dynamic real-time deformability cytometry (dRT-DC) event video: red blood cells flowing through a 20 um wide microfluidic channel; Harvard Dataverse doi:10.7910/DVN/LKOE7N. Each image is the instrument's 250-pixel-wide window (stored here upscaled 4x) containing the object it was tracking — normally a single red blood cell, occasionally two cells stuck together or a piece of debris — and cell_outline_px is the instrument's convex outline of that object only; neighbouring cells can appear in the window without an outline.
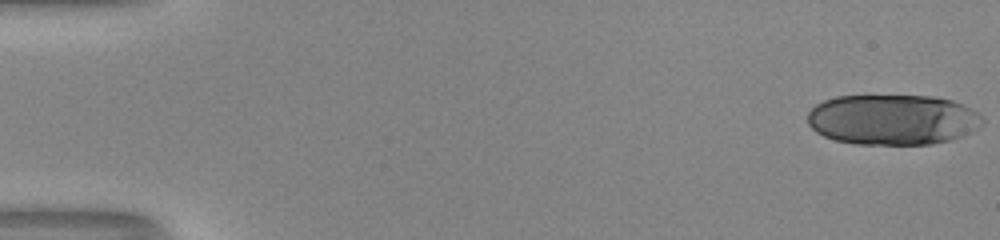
{"species": "human", "species_latin": "Homo sapiens", "temperature_condition": "room temperature", "stored_images_in_passage": 19, "camera_frame_rate_fps": 3000, "um_per_image_px": 0.085, "donor": {"sex": "male"}, "frame": {"image": 1, "passage_image": 1, "time_ms": 0.0, "image_size_px": [1000, 240], "cell_outline_px": [[984, 124], [972, 132], [948, 140], [932, 144], [856, 144], [836, 140], [824, 136], [816, 132], [808, 124], [808, 112], [816, 104], [824, 100], [836, 96], [932, 96], [952, 100], [964, 104], [976, 112], [984, 120]], "centroid_in_image_um": [75.88, 10.16], "position_along_channel_um": 9.1, "area_um2": 51.5}}
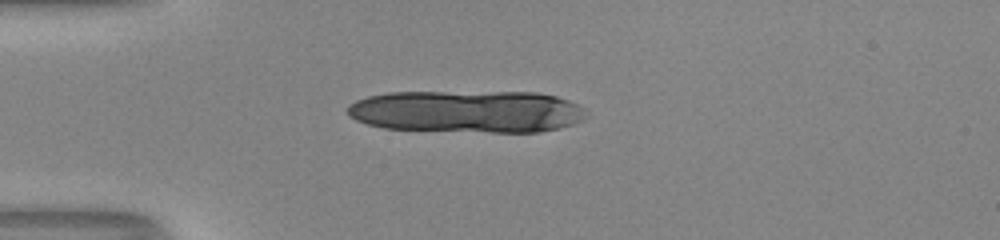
{"frame": {"image": 2, "passage_image": 15, "time_ms": 4.667, "image_size_px": [1000, 240], "cell_outline_px": [[588, 116], [584, 120], [560, 128], [540, 132], [492, 132], [384, 128], [368, 124], [356, 120], [348, 116], [348, 104], [356, 100], [368, 96], [388, 92], [536, 92], [556, 96], [568, 100], [584, 108]], "centroid_in_image_um": [39.73, 9.47], "position_along_channel_um": 45.3, "area_um2": 59.19}}